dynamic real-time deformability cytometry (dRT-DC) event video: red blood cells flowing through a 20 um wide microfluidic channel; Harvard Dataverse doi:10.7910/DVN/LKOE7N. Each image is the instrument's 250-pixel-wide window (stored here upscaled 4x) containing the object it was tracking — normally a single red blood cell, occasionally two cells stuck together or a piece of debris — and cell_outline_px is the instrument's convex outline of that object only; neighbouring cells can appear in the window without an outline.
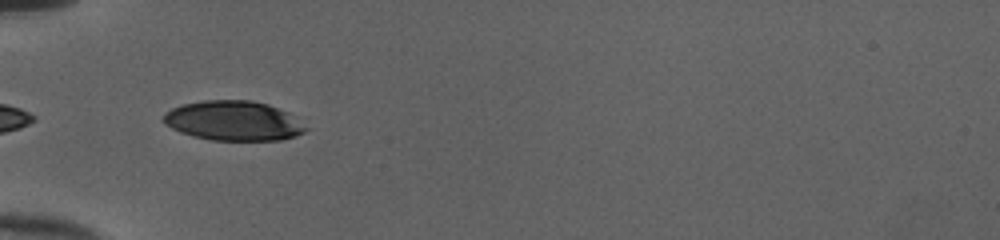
{"species": "human", "species_latin": "Homo sapiens", "temperature_condition": "cold", "stored_images_in_passage": 22, "camera_frame_rate_fps": 3000, "um_per_image_px": 0.085, "donor": {"sex": "female"}, "frame": {"image": 1, "passage_image": 1, "time_ms": 0.0, "image_size_px": [1000, 240], "cell_outline_px": [[308, 128], [304, 132], [296, 136], [280, 140], [212, 140], [180, 132], [164, 124], [160, 120], [164, 112], [172, 108], [184, 104], [204, 100], [252, 100], [268, 104], [288, 112]], "centroid_in_image_um": [19.82, 10.26], "position_along_channel_um": 65.2, "area_um2": 32.95}}
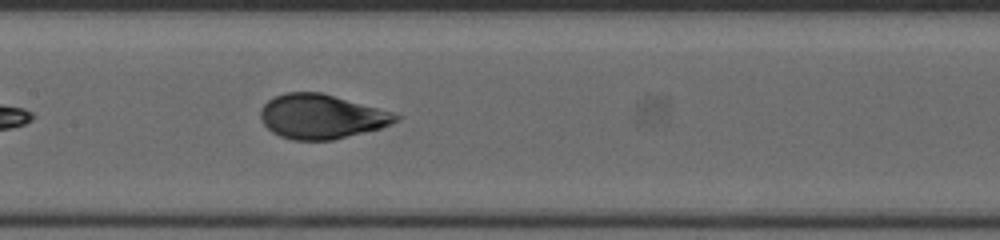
{"frame": {"image": 2, "passage_image": 10, "time_ms": 3.0, "image_size_px": [1000, 240], "cell_outline_px": [[404, 116], [400, 120], [380, 128], [332, 140], [292, 140], [280, 136], [272, 132], [264, 124], [260, 116], [260, 108], [268, 100], [284, 92], [320, 92], [392, 112]], "centroid_in_image_um": [27.31, 9.91], "position_along_channel_um": 180.1, "area_um2": 34.85}}
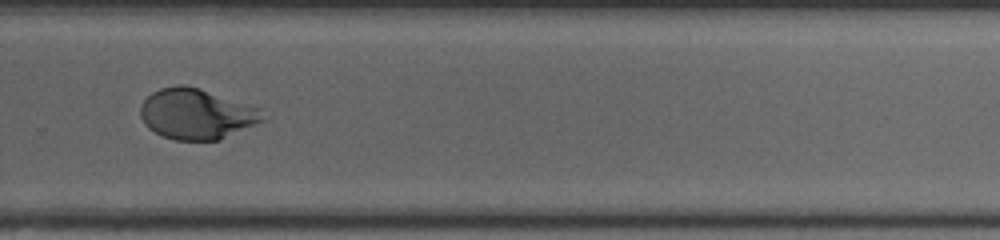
{"frame": {"image": 3, "passage_image": 20, "time_ms": 6.333, "image_size_px": [1000, 240], "cell_outline_px": [[268, 120], [220, 140], [172, 140], [148, 128], [144, 124], [140, 116], [140, 104], [152, 92], [160, 88], [176, 84], [184, 84], [260, 108]], "centroid_in_image_um": [16.71, 9.7], "position_along_channel_um": 313.1, "area_um2": 36.18}}